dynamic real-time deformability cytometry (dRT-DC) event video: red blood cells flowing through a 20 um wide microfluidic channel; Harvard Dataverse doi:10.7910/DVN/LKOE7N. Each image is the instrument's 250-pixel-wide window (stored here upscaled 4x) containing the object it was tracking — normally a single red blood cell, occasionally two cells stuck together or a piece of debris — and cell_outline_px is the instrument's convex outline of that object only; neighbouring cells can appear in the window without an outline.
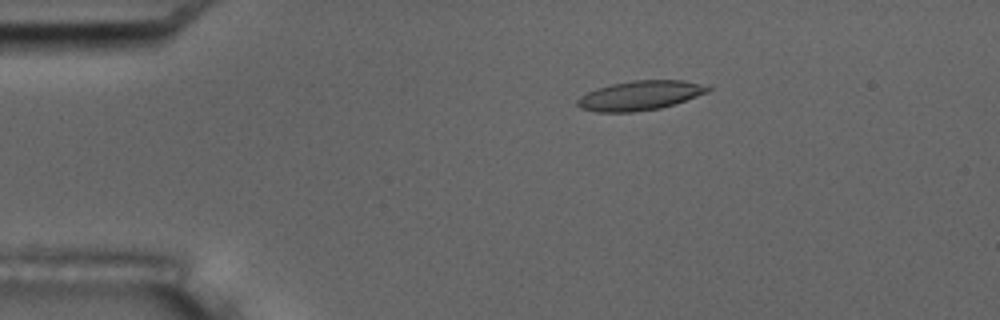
{"species": "common noctule bat (a hibernating species)", "species_latin": "Nyctalus noctula", "temperature_condition": "room temperature", "stored_images_in_passage": 45, "camera_frame_rate_fps": 3000, "um_per_image_px": 0.085, "animal": {"sex": "male", "body_mass_g": 17.5, "forearm_length_mm": 52.3}, "frame": {"image": 1, "passage_image": 10, "time_ms": 3.0, "image_size_px": [1000, 320], "cell_outline_px": [[712, 88], [708, 92], [660, 108], [632, 112], [596, 112], [580, 108], [576, 104], [576, 100], [580, 96], [596, 88], [612, 84], [632, 80], [684, 80]], "centroid_in_image_um": [54.33, 8.12], "position_along_channel_um": 30.7, "area_um2": 22.14}}
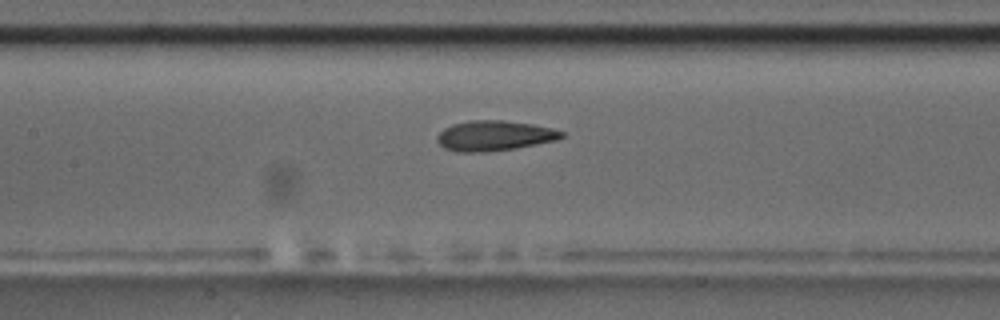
{"frame": {"image": 2, "passage_image": 25, "time_ms": 8.0, "image_size_px": [1000, 320], "cell_outline_px": [[564, 136], [556, 140], [516, 148], [484, 152], [456, 152], [444, 148], [436, 140], [436, 136], [444, 128], [452, 124], [468, 120], [504, 120], [532, 124], [552, 128], [564, 132]], "centroid_in_image_um": [41.99, 11.53], "position_along_channel_um": 165.4, "area_um2": 21.96}}
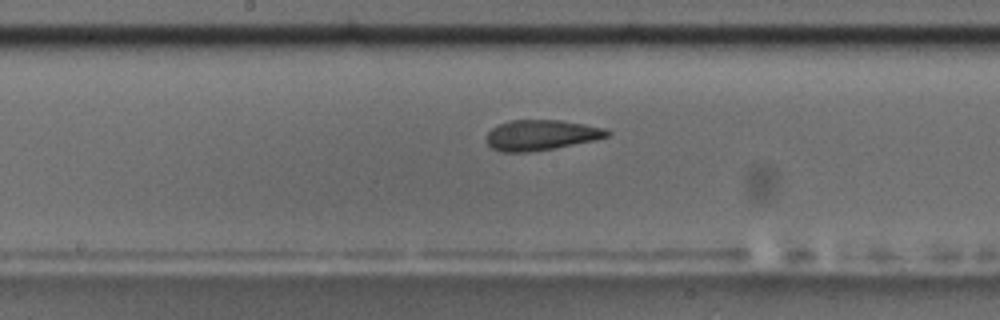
{"frame": {"image": 3, "passage_image": 28, "time_ms": 9.0, "image_size_px": [1000, 320], "cell_outline_px": [[612, 132], [608, 136], [596, 140], [556, 148], [528, 152], [500, 152], [492, 148], [488, 144], [488, 132], [492, 128], [508, 120], [560, 120], [584, 124], [604, 128]], "centroid_in_image_um": [46.02, 11.48], "position_along_channel_um": 202.2, "area_um2": 21.39}, "authors_computed_cell_mechanics": {"area_um2": 21.7906, "velocity_mm_per_s": 3.7237, "shape_relaxation_time_tau1_ms": 5.8387, "shape_relaxation_time_tau2_ms": 1.8222, "deformation_change_tau1": 0.1541, "deformation_change_tau2": 0.0948}}